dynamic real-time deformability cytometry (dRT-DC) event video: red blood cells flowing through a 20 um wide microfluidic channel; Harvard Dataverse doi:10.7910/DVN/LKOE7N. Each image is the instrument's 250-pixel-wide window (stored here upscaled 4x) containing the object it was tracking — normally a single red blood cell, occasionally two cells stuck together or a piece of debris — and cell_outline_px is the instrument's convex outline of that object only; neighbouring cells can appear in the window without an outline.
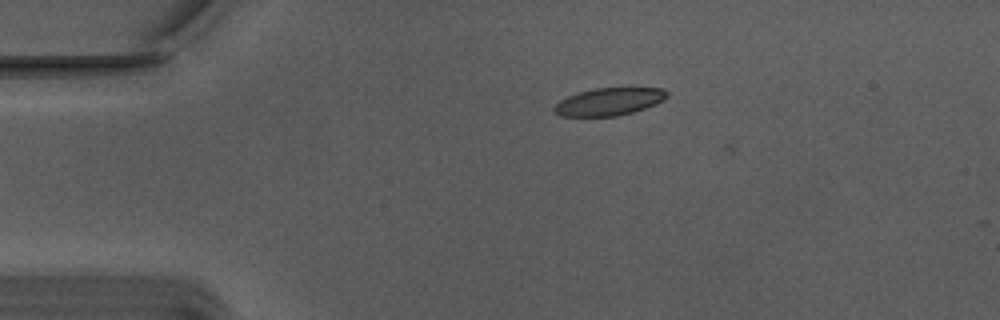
{"species": "Egyptian fruit bat (a non-hibernating species)", "species_latin": "Rousettus aegyptiacus", "temperature_condition": "warm", "stored_images_in_passage": 3, "camera_frame_rate_fps": 3000, "um_per_image_px": 0.085, "animal": {"sex": "male"}, "frame": {"image": 1, "passage_image": 2, "time_ms": 0.333, "image_size_px": [1000, 320], "cell_outline_px": [[668, 96], [656, 104], [632, 112], [616, 116], [560, 116], [552, 108], [560, 100], [568, 96], [580, 92], [596, 88], [660, 88], [668, 92]], "centroid_in_image_um": [51.76, 8.64], "position_along_channel_um": 33.2, "area_um2": 17.86}}